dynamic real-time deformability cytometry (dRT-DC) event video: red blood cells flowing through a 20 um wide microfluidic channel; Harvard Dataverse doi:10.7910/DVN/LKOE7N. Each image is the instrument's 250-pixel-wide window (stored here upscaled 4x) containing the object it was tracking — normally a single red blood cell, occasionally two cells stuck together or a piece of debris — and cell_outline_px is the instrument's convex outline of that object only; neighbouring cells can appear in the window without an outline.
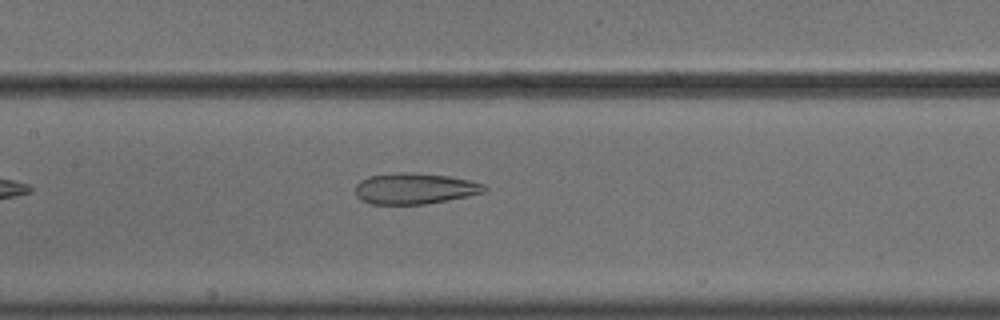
{"species": "common noctule bat (a hibernating species)", "species_latin": "Nyctalus noctula", "temperature_condition": "cold", "stored_images_in_passage": 35, "camera_frame_rate_fps": 3000, "um_per_image_px": 0.085, "animal": {"sex": "male", "body_mass_g": 18.8}, "frame": {"image": 1, "passage_image": 9, "time_ms": 2.667, "image_size_px": [1000, 320], "cell_outline_px": [[488, 188], [484, 192], [468, 196], [424, 204], [368, 204], [360, 200], [356, 196], [356, 184], [360, 180], [368, 176], [396, 172], [412, 172], [448, 176], [468, 180], [484, 184]], "centroid_in_image_um": [35.21, 16.02], "position_along_channel_um": 172.2, "area_um2": 23.41}}
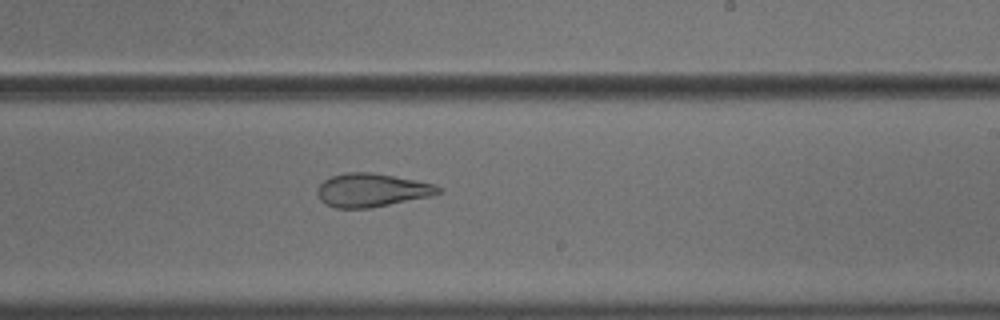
{"frame": {"image": 2, "passage_image": 16, "time_ms": 5.0, "image_size_px": [1000, 320], "cell_outline_px": [[444, 192], [432, 196], [368, 208], [336, 208], [320, 200], [316, 192], [316, 188], [324, 180], [332, 176], [344, 172], [372, 172], [436, 184], [444, 188]], "centroid_in_image_um": [31.63, 16.15], "position_along_channel_um": 257.4, "area_um2": 23.7}}
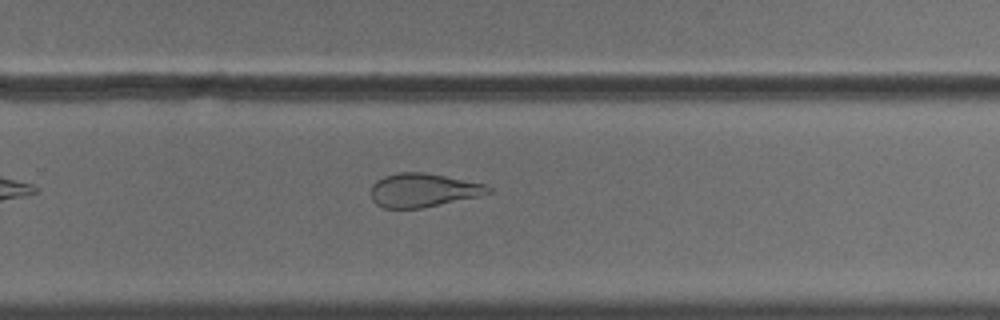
{"frame": {"image": 3, "passage_image": 19, "time_ms": 6.0, "image_size_px": [1000, 320], "cell_outline_px": [[492, 192], [480, 196], [424, 208], [384, 208], [376, 204], [372, 200], [372, 184], [376, 180], [384, 176], [400, 172], [424, 172], [484, 184], [492, 188]], "centroid_in_image_um": [35.96, 16.17], "position_along_channel_um": 293.8, "area_um2": 23.0}, "authors_computed_cell_mechanics": {"area_um2": 25.6054, "velocity_mm_per_s": 3.6656, "shape_relaxation_time_tau1_ms": null, "shape_relaxation_time_tau2_ms": 2.3368, "deformation_change_tau1": null, "deformation_change_tau2": 0.0938}}